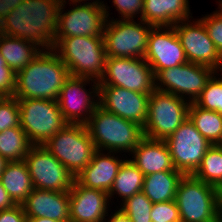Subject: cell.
Instances as JSON below:
<instances>
[{"label": "cell", "mask_w": 222, "mask_h": 222, "mask_svg": "<svg viewBox=\"0 0 222 222\" xmlns=\"http://www.w3.org/2000/svg\"><path fill=\"white\" fill-rule=\"evenodd\" d=\"M60 0H24L0 23V33L34 42L42 50L53 48Z\"/></svg>", "instance_id": "1"}, {"label": "cell", "mask_w": 222, "mask_h": 222, "mask_svg": "<svg viewBox=\"0 0 222 222\" xmlns=\"http://www.w3.org/2000/svg\"><path fill=\"white\" fill-rule=\"evenodd\" d=\"M70 71L53 49L42 50L16 73L14 97L17 99L56 100Z\"/></svg>", "instance_id": "2"}, {"label": "cell", "mask_w": 222, "mask_h": 222, "mask_svg": "<svg viewBox=\"0 0 222 222\" xmlns=\"http://www.w3.org/2000/svg\"><path fill=\"white\" fill-rule=\"evenodd\" d=\"M71 76L99 81L105 72L107 55L103 36L55 37L53 48Z\"/></svg>", "instance_id": "3"}, {"label": "cell", "mask_w": 222, "mask_h": 222, "mask_svg": "<svg viewBox=\"0 0 222 222\" xmlns=\"http://www.w3.org/2000/svg\"><path fill=\"white\" fill-rule=\"evenodd\" d=\"M95 149L109 152H132L144 138L143 127L123 119L100 105L85 124Z\"/></svg>", "instance_id": "4"}, {"label": "cell", "mask_w": 222, "mask_h": 222, "mask_svg": "<svg viewBox=\"0 0 222 222\" xmlns=\"http://www.w3.org/2000/svg\"><path fill=\"white\" fill-rule=\"evenodd\" d=\"M172 93L154 90L149 95L144 137L165 140L189 118L191 102Z\"/></svg>", "instance_id": "5"}, {"label": "cell", "mask_w": 222, "mask_h": 222, "mask_svg": "<svg viewBox=\"0 0 222 222\" xmlns=\"http://www.w3.org/2000/svg\"><path fill=\"white\" fill-rule=\"evenodd\" d=\"M73 175L90 163L96 151L85 124L68 123L43 145Z\"/></svg>", "instance_id": "6"}, {"label": "cell", "mask_w": 222, "mask_h": 222, "mask_svg": "<svg viewBox=\"0 0 222 222\" xmlns=\"http://www.w3.org/2000/svg\"><path fill=\"white\" fill-rule=\"evenodd\" d=\"M20 127L32 145H44L68 123L64 120L58 102L44 99H18Z\"/></svg>", "instance_id": "7"}, {"label": "cell", "mask_w": 222, "mask_h": 222, "mask_svg": "<svg viewBox=\"0 0 222 222\" xmlns=\"http://www.w3.org/2000/svg\"><path fill=\"white\" fill-rule=\"evenodd\" d=\"M106 20L103 40L107 58H144L147 52L151 24L139 19Z\"/></svg>", "instance_id": "8"}, {"label": "cell", "mask_w": 222, "mask_h": 222, "mask_svg": "<svg viewBox=\"0 0 222 222\" xmlns=\"http://www.w3.org/2000/svg\"><path fill=\"white\" fill-rule=\"evenodd\" d=\"M175 202L181 222H216L219 216L215 187L193 175L180 179Z\"/></svg>", "instance_id": "9"}, {"label": "cell", "mask_w": 222, "mask_h": 222, "mask_svg": "<svg viewBox=\"0 0 222 222\" xmlns=\"http://www.w3.org/2000/svg\"><path fill=\"white\" fill-rule=\"evenodd\" d=\"M58 11V25L55 37H81L103 36L106 20L109 19V7L105 3L95 0L83 5L75 4L76 7L64 12L66 0H60ZM65 3V4H64Z\"/></svg>", "instance_id": "10"}, {"label": "cell", "mask_w": 222, "mask_h": 222, "mask_svg": "<svg viewBox=\"0 0 222 222\" xmlns=\"http://www.w3.org/2000/svg\"><path fill=\"white\" fill-rule=\"evenodd\" d=\"M217 73L210 67L187 62L159 71L154 76L155 89L181 98L186 96V100L189 97V102H195L210 78Z\"/></svg>", "instance_id": "11"}, {"label": "cell", "mask_w": 222, "mask_h": 222, "mask_svg": "<svg viewBox=\"0 0 222 222\" xmlns=\"http://www.w3.org/2000/svg\"><path fill=\"white\" fill-rule=\"evenodd\" d=\"M99 84L150 95L155 90V77L144 58L110 57Z\"/></svg>", "instance_id": "12"}, {"label": "cell", "mask_w": 222, "mask_h": 222, "mask_svg": "<svg viewBox=\"0 0 222 222\" xmlns=\"http://www.w3.org/2000/svg\"><path fill=\"white\" fill-rule=\"evenodd\" d=\"M164 141L169 149L175 169L184 175H192L198 169L206 151L212 146L198 132L190 118H187Z\"/></svg>", "instance_id": "13"}, {"label": "cell", "mask_w": 222, "mask_h": 222, "mask_svg": "<svg viewBox=\"0 0 222 222\" xmlns=\"http://www.w3.org/2000/svg\"><path fill=\"white\" fill-rule=\"evenodd\" d=\"M37 189L69 192L74 175L43 145H32L24 160Z\"/></svg>", "instance_id": "14"}, {"label": "cell", "mask_w": 222, "mask_h": 222, "mask_svg": "<svg viewBox=\"0 0 222 222\" xmlns=\"http://www.w3.org/2000/svg\"><path fill=\"white\" fill-rule=\"evenodd\" d=\"M90 81L94 83L91 85V92L84 88ZM99 89V81L95 79L70 76L63 84L57 99L64 120L71 124H86L99 105ZM93 96L97 99L94 100Z\"/></svg>", "instance_id": "15"}, {"label": "cell", "mask_w": 222, "mask_h": 222, "mask_svg": "<svg viewBox=\"0 0 222 222\" xmlns=\"http://www.w3.org/2000/svg\"><path fill=\"white\" fill-rule=\"evenodd\" d=\"M188 22L189 19L174 25L187 61L222 71V55L210 39L204 23L200 19Z\"/></svg>", "instance_id": "16"}, {"label": "cell", "mask_w": 222, "mask_h": 222, "mask_svg": "<svg viewBox=\"0 0 222 222\" xmlns=\"http://www.w3.org/2000/svg\"><path fill=\"white\" fill-rule=\"evenodd\" d=\"M144 59L152 68L154 76L163 69L188 62L174 26L151 29Z\"/></svg>", "instance_id": "17"}, {"label": "cell", "mask_w": 222, "mask_h": 222, "mask_svg": "<svg viewBox=\"0 0 222 222\" xmlns=\"http://www.w3.org/2000/svg\"><path fill=\"white\" fill-rule=\"evenodd\" d=\"M99 105L106 111L144 127L148 115L149 94L114 85H100Z\"/></svg>", "instance_id": "18"}, {"label": "cell", "mask_w": 222, "mask_h": 222, "mask_svg": "<svg viewBox=\"0 0 222 222\" xmlns=\"http://www.w3.org/2000/svg\"><path fill=\"white\" fill-rule=\"evenodd\" d=\"M70 222H104L108 216V193L80 185L76 180L69 191ZM107 214V215H106Z\"/></svg>", "instance_id": "19"}, {"label": "cell", "mask_w": 222, "mask_h": 222, "mask_svg": "<svg viewBox=\"0 0 222 222\" xmlns=\"http://www.w3.org/2000/svg\"><path fill=\"white\" fill-rule=\"evenodd\" d=\"M21 205L27 218L47 217L61 222H70L69 192L34 188Z\"/></svg>", "instance_id": "20"}, {"label": "cell", "mask_w": 222, "mask_h": 222, "mask_svg": "<svg viewBox=\"0 0 222 222\" xmlns=\"http://www.w3.org/2000/svg\"><path fill=\"white\" fill-rule=\"evenodd\" d=\"M101 152L100 150L94 152L90 163L75 177V180L86 188L108 193L124 160L115 157L114 153L112 155L111 152L107 154Z\"/></svg>", "instance_id": "21"}, {"label": "cell", "mask_w": 222, "mask_h": 222, "mask_svg": "<svg viewBox=\"0 0 222 222\" xmlns=\"http://www.w3.org/2000/svg\"><path fill=\"white\" fill-rule=\"evenodd\" d=\"M131 153L134 158L131 162L145 176L161 171H179L173 165L172 157L164 140L144 137Z\"/></svg>", "instance_id": "22"}, {"label": "cell", "mask_w": 222, "mask_h": 222, "mask_svg": "<svg viewBox=\"0 0 222 222\" xmlns=\"http://www.w3.org/2000/svg\"><path fill=\"white\" fill-rule=\"evenodd\" d=\"M188 2V0H144L141 20L154 27L174 26L190 18Z\"/></svg>", "instance_id": "23"}, {"label": "cell", "mask_w": 222, "mask_h": 222, "mask_svg": "<svg viewBox=\"0 0 222 222\" xmlns=\"http://www.w3.org/2000/svg\"><path fill=\"white\" fill-rule=\"evenodd\" d=\"M34 42L0 33V52L15 73L25 68L42 49Z\"/></svg>", "instance_id": "24"}, {"label": "cell", "mask_w": 222, "mask_h": 222, "mask_svg": "<svg viewBox=\"0 0 222 222\" xmlns=\"http://www.w3.org/2000/svg\"><path fill=\"white\" fill-rule=\"evenodd\" d=\"M0 181L15 204H22L34 189L26 162H8Z\"/></svg>", "instance_id": "25"}, {"label": "cell", "mask_w": 222, "mask_h": 222, "mask_svg": "<svg viewBox=\"0 0 222 222\" xmlns=\"http://www.w3.org/2000/svg\"><path fill=\"white\" fill-rule=\"evenodd\" d=\"M181 171H161L144 177L142 192L152 203L175 200Z\"/></svg>", "instance_id": "26"}, {"label": "cell", "mask_w": 222, "mask_h": 222, "mask_svg": "<svg viewBox=\"0 0 222 222\" xmlns=\"http://www.w3.org/2000/svg\"><path fill=\"white\" fill-rule=\"evenodd\" d=\"M145 175L131 162V159L123 161L113 185L108 192L109 199L118 194L122 202L132 197L135 193L141 192Z\"/></svg>", "instance_id": "27"}, {"label": "cell", "mask_w": 222, "mask_h": 222, "mask_svg": "<svg viewBox=\"0 0 222 222\" xmlns=\"http://www.w3.org/2000/svg\"><path fill=\"white\" fill-rule=\"evenodd\" d=\"M189 118L198 132L212 145L222 144V115L216 111L205 110L191 102Z\"/></svg>", "instance_id": "28"}, {"label": "cell", "mask_w": 222, "mask_h": 222, "mask_svg": "<svg viewBox=\"0 0 222 222\" xmlns=\"http://www.w3.org/2000/svg\"><path fill=\"white\" fill-rule=\"evenodd\" d=\"M32 144L21 127L0 132V155L8 162L23 161Z\"/></svg>", "instance_id": "29"}, {"label": "cell", "mask_w": 222, "mask_h": 222, "mask_svg": "<svg viewBox=\"0 0 222 222\" xmlns=\"http://www.w3.org/2000/svg\"><path fill=\"white\" fill-rule=\"evenodd\" d=\"M192 175L214 187L222 182V144L212 145L206 151L200 166Z\"/></svg>", "instance_id": "30"}, {"label": "cell", "mask_w": 222, "mask_h": 222, "mask_svg": "<svg viewBox=\"0 0 222 222\" xmlns=\"http://www.w3.org/2000/svg\"><path fill=\"white\" fill-rule=\"evenodd\" d=\"M122 203L120 209L128 215L131 222H152L151 211L153 203L142 191L135 193Z\"/></svg>", "instance_id": "31"}, {"label": "cell", "mask_w": 222, "mask_h": 222, "mask_svg": "<svg viewBox=\"0 0 222 222\" xmlns=\"http://www.w3.org/2000/svg\"><path fill=\"white\" fill-rule=\"evenodd\" d=\"M194 103L202 109L222 115V78L213 75Z\"/></svg>", "instance_id": "32"}, {"label": "cell", "mask_w": 222, "mask_h": 222, "mask_svg": "<svg viewBox=\"0 0 222 222\" xmlns=\"http://www.w3.org/2000/svg\"><path fill=\"white\" fill-rule=\"evenodd\" d=\"M20 127V106L14 96L0 97V132Z\"/></svg>", "instance_id": "33"}, {"label": "cell", "mask_w": 222, "mask_h": 222, "mask_svg": "<svg viewBox=\"0 0 222 222\" xmlns=\"http://www.w3.org/2000/svg\"><path fill=\"white\" fill-rule=\"evenodd\" d=\"M219 9L213 14L203 16L200 20L204 23L210 39L222 55V7L219 6Z\"/></svg>", "instance_id": "34"}, {"label": "cell", "mask_w": 222, "mask_h": 222, "mask_svg": "<svg viewBox=\"0 0 222 222\" xmlns=\"http://www.w3.org/2000/svg\"><path fill=\"white\" fill-rule=\"evenodd\" d=\"M152 222H181L175 200L153 203L151 211Z\"/></svg>", "instance_id": "35"}, {"label": "cell", "mask_w": 222, "mask_h": 222, "mask_svg": "<svg viewBox=\"0 0 222 222\" xmlns=\"http://www.w3.org/2000/svg\"><path fill=\"white\" fill-rule=\"evenodd\" d=\"M16 87V73L6 64L0 52V97L14 96Z\"/></svg>", "instance_id": "36"}, {"label": "cell", "mask_w": 222, "mask_h": 222, "mask_svg": "<svg viewBox=\"0 0 222 222\" xmlns=\"http://www.w3.org/2000/svg\"><path fill=\"white\" fill-rule=\"evenodd\" d=\"M115 9L121 14V19H134L140 13V19L144 8V0H113Z\"/></svg>", "instance_id": "37"}, {"label": "cell", "mask_w": 222, "mask_h": 222, "mask_svg": "<svg viewBox=\"0 0 222 222\" xmlns=\"http://www.w3.org/2000/svg\"><path fill=\"white\" fill-rule=\"evenodd\" d=\"M0 222H28L23 206L16 204L12 208L0 211Z\"/></svg>", "instance_id": "38"}, {"label": "cell", "mask_w": 222, "mask_h": 222, "mask_svg": "<svg viewBox=\"0 0 222 222\" xmlns=\"http://www.w3.org/2000/svg\"><path fill=\"white\" fill-rule=\"evenodd\" d=\"M24 0H0V23L13 9H16Z\"/></svg>", "instance_id": "39"}, {"label": "cell", "mask_w": 222, "mask_h": 222, "mask_svg": "<svg viewBox=\"0 0 222 222\" xmlns=\"http://www.w3.org/2000/svg\"><path fill=\"white\" fill-rule=\"evenodd\" d=\"M14 205L16 204L10 198V196L8 195V192L3 187L0 181V211L12 208Z\"/></svg>", "instance_id": "40"}, {"label": "cell", "mask_w": 222, "mask_h": 222, "mask_svg": "<svg viewBox=\"0 0 222 222\" xmlns=\"http://www.w3.org/2000/svg\"><path fill=\"white\" fill-rule=\"evenodd\" d=\"M107 222H131L130 218L121 209L115 210Z\"/></svg>", "instance_id": "41"}, {"label": "cell", "mask_w": 222, "mask_h": 222, "mask_svg": "<svg viewBox=\"0 0 222 222\" xmlns=\"http://www.w3.org/2000/svg\"><path fill=\"white\" fill-rule=\"evenodd\" d=\"M216 206L219 215H222V182H220L216 187Z\"/></svg>", "instance_id": "42"}, {"label": "cell", "mask_w": 222, "mask_h": 222, "mask_svg": "<svg viewBox=\"0 0 222 222\" xmlns=\"http://www.w3.org/2000/svg\"><path fill=\"white\" fill-rule=\"evenodd\" d=\"M28 222H61L58 220L48 219L47 217H35V218H28Z\"/></svg>", "instance_id": "43"}, {"label": "cell", "mask_w": 222, "mask_h": 222, "mask_svg": "<svg viewBox=\"0 0 222 222\" xmlns=\"http://www.w3.org/2000/svg\"><path fill=\"white\" fill-rule=\"evenodd\" d=\"M7 163L8 161L0 155V175L2 174V171L4 170Z\"/></svg>", "instance_id": "44"}, {"label": "cell", "mask_w": 222, "mask_h": 222, "mask_svg": "<svg viewBox=\"0 0 222 222\" xmlns=\"http://www.w3.org/2000/svg\"><path fill=\"white\" fill-rule=\"evenodd\" d=\"M69 1H71L72 3L71 4H76V3H80V2H82V1H88V0H69Z\"/></svg>", "instance_id": "45"}, {"label": "cell", "mask_w": 222, "mask_h": 222, "mask_svg": "<svg viewBox=\"0 0 222 222\" xmlns=\"http://www.w3.org/2000/svg\"><path fill=\"white\" fill-rule=\"evenodd\" d=\"M216 222H222V215H219Z\"/></svg>", "instance_id": "46"}, {"label": "cell", "mask_w": 222, "mask_h": 222, "mask_svg": "<svg viewBox=\"0 0 222 222\" xmlns=\"http://www.w3.org/2000/svg\"><path fill=\"white\" fill-rule=\"evenodd\" d=\"M220 2H219V6H221L222 7V0H219Z\"/></svg>", "instance_id": "47"}]
</instances>
